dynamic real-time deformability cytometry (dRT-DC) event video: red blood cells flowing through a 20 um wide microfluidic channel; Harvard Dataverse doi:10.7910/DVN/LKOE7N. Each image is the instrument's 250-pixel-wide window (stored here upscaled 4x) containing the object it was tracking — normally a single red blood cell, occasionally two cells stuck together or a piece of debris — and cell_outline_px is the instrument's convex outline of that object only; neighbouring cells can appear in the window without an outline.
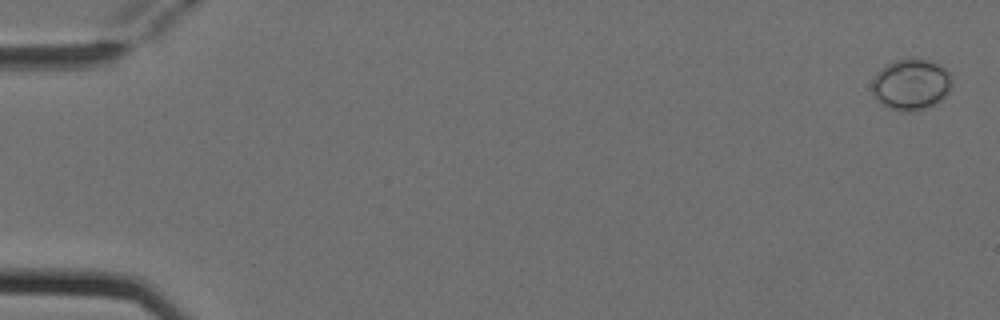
{"species": "Egyptian fruit bat (a non-hibernating species)", "species_latin": "Rousettus aegyptiacus", "temperature_condition": "cold", "stored_images_in_passage": 6, "camera_frame_rate_fps": 3000, "um_per_image_px": 0.085, "animal": {"sex": "female"}, "frame": {"image": 1, "passage_image": 1, "time_ms": 0.0, "image_size_px": [1000, 320], "cell_outline_px": [[952, 84], [948, 92], [936, 104], [928, 108], [912, 112], [900, 112], [888, 108], [880, 104], [876, 100], [872, 92], [872, 80], [876, 72], [884, 64], [896, 60], [932, 60], [940, 64], [948, 72], [952, 80]], "centroid_in_image_um": [77.41, 7.21], "position_along_channel_um": 7.6, "area_um2": 24.16}}
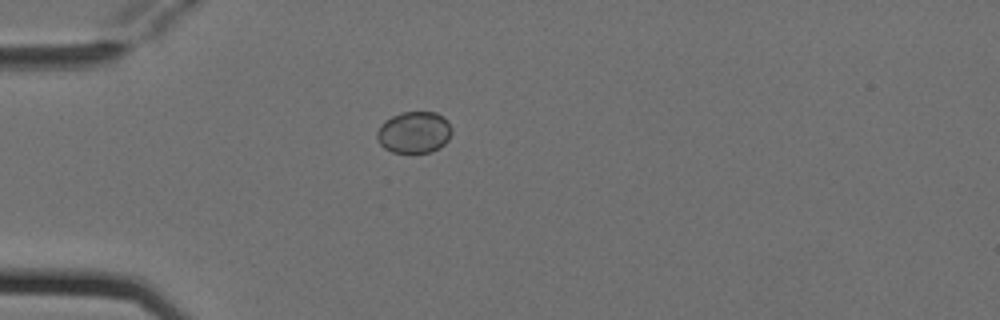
{"frame": {"image": 2, "passage_image": 5, "time_ms": 1.333, "image_size_px": [1000, 320], "cell_outline_px": [[452, 132], [448, 140], [440, 148], [432, 152], [392, 152], [384, 148], [380, 144], [376, 136], [376, 132], [380, 124], [384, 120], [392, 116], [404, 112], [436, 112], [444, 116], [448, 120], [452, 128]], "centroid_in_image_um": [35.21, 11.24], "position_along_channel_um": 49.8, "area_um2": 18.38}}